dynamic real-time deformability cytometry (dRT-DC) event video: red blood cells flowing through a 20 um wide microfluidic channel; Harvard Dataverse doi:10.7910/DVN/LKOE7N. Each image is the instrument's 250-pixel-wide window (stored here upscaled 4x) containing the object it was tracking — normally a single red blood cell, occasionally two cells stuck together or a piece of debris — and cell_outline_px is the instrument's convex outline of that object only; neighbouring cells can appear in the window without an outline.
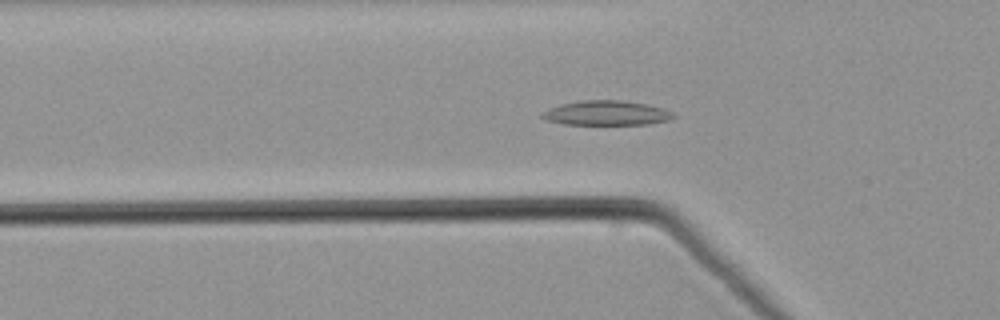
{"species": "common noctule bat (a hibernating species)", "species_latin": "Nyctalus noctula", "temperature_condition": "warm", "stored_images_in_passage": 38, "camera_frame_rate_fps": 3000, "um_per_image_px": 0.085, "animal": {"sex": "male", "body_mass_g": 21.5, "forearm_length_mm": 52.0}, "frame": {"image": 1, "passage_image": 2, "time_ms": 0.333, "image_size_px": [1000, 320], "cell_outline_px": [[676, 116], [668, 120], [648, 124], [564, 124], [548, 120], [540, 116], [548, 108], [560, 104], [580, 100], [620, 100], [648, 104], [664, 108], [672, 112]], "centroid_in_image_um": [51.56, 9.59], "position_along_channel_um": 74.2, "area_um2": 18.79}}
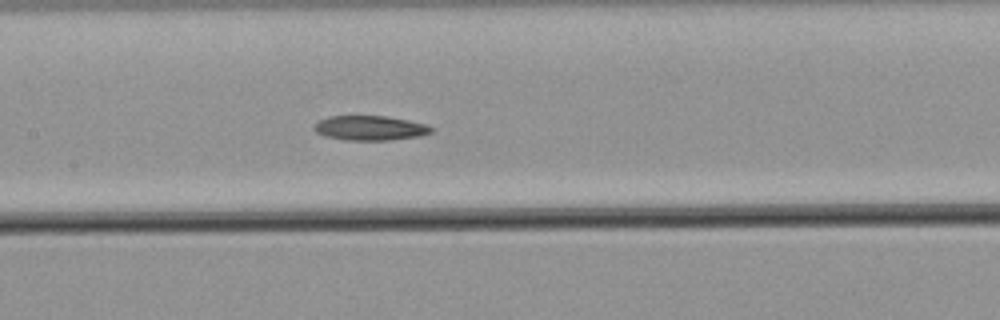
{"frame": {"image": 2, "passage_image": 10, "time_ms": 3.0, "image_size_px": [1000, 320], "cell_outline_px": [[432, 132], [420, 136], [392, 140], [348, 140], [324, 136], [316, 132], [312, 128], [320, 120], [328, 116], [384, 116], [408, 120], [428, 124], [432, 128]], "centroid_in_image_um": [31.46, 10.88], "position_along_channel_um": 175.9, "area_um2": 16.82}}
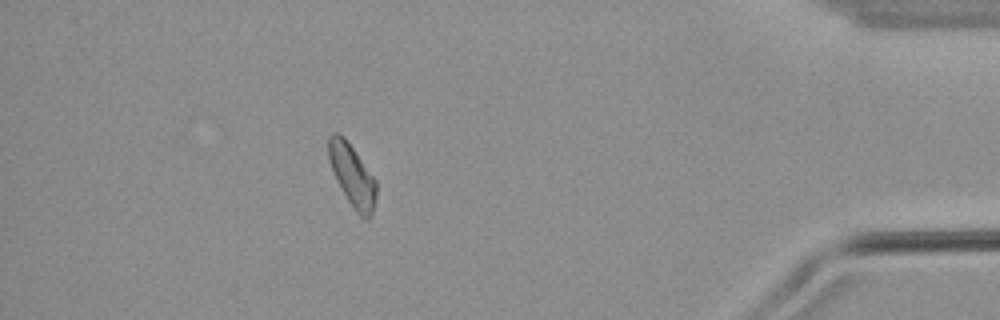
{"frame": {"image": 3, "passage_image": 32, "time_ms": 10.333, "image_size_px": [1000, 320], "cell_outline_px": [[376, 196], [372, 216], [368, 220], [364, 220], [356, 212], [348, 200], [336, 180], [328, 160], [328, 136], [332, 132], [340, 132], [344, 136], [376, 180]], "centroid_in_image_um": [29.93, 14.9], "position_along_channel_um": 405.3, "area_um2": 17.4}}